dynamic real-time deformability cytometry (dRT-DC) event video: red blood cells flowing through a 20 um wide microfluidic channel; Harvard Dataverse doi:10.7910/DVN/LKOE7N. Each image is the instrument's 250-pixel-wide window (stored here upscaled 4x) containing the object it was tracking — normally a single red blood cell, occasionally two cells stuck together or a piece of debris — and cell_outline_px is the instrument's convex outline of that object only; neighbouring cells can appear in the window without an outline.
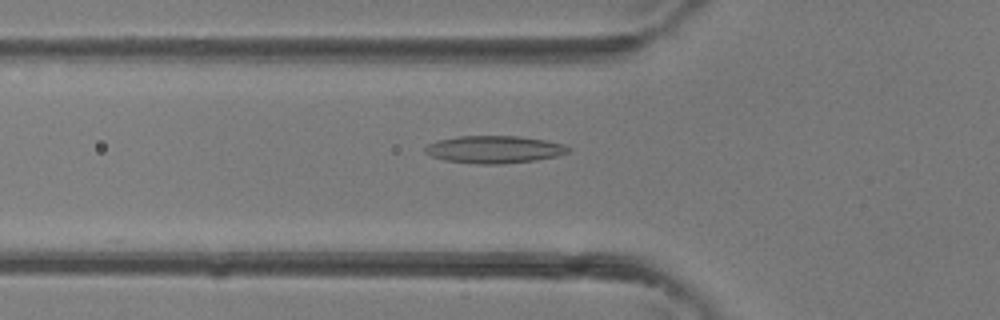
{"species": "common noctule bat (a hibernating species)", "species_latin": "Nyctalus noctula", "temperature_condition": "room temperature", "stored_images_in_passage": 38, "camera_frame_rate_fps": 3000, "um_per_image_px": 0.085, "animal": {"sex": "female"}, "frame": {"image": 1, "passage_image": 13, "time_ms": 4.0, "image_size_px": [1000, 320], "cell_outline_px": [[572, 148], [568, 152], [556, 156], [536, 160], [504, 164], [476, 164], [444, 160], [432, 156], [424, 152], [424, 148], [428, 144], [436, 140], [456, 136], [520, 136], [544, 140], [564, 144]], "centroid_in_image_um": [41.99, 12.7], "position_along_channel_um": 83.8, "area_um2": 23.06}}
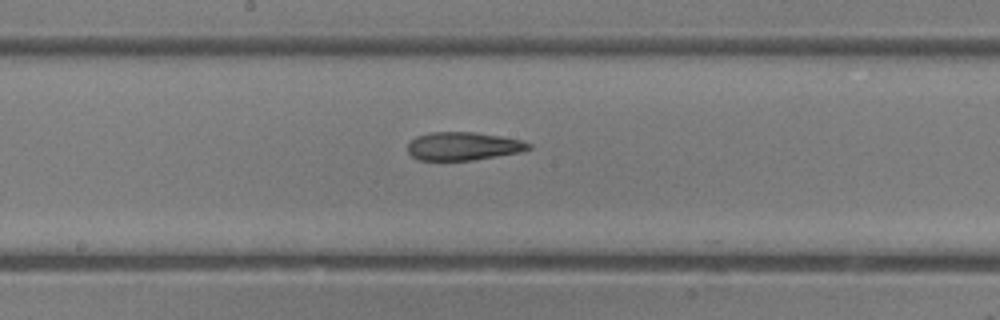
{"frame": {"image": 2, "passage_image": 20, "time_ms": 6.333, "image_size_px": [1000, 320], "cell_outline_px": [[532, 148], [524, 152], [472, 160], [416, 160], [408, 152], [408, 144], [416, 136], [428, 132], [476, 132], [524, 140], [532, 144]], "centroid_in_image_um": [39.42, 12.42], "position_along_channel_um": 208.8, "area_um2": 20.17}}
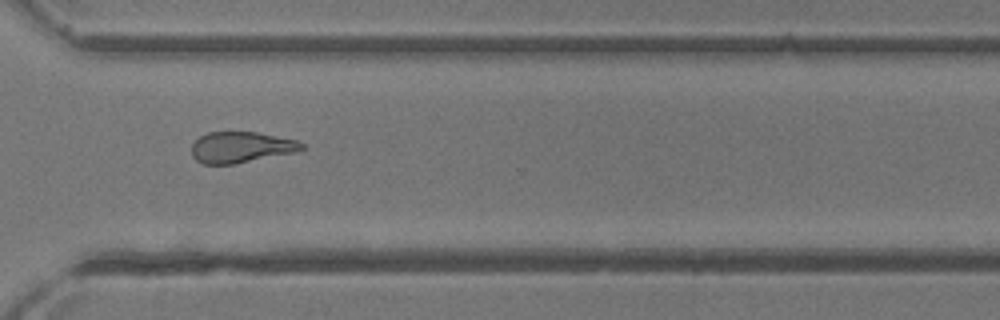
{"frame": {"image": 3, "passage_image": 28, "time_ms": 9.0, "image_size_px": [1000, 320], "cell_outline_px": [[304, 148], [296, 152], [232, 164], [204, 164], [196, 160], [192, 156], [192, 144], [200, 136], [208, 132], [256, 132], [296, 140], [304, 144]], "centroid_in_image_um": [20.47, 12.51], "position_along_channel_um": 350.1, "area_um2": 19.71}}